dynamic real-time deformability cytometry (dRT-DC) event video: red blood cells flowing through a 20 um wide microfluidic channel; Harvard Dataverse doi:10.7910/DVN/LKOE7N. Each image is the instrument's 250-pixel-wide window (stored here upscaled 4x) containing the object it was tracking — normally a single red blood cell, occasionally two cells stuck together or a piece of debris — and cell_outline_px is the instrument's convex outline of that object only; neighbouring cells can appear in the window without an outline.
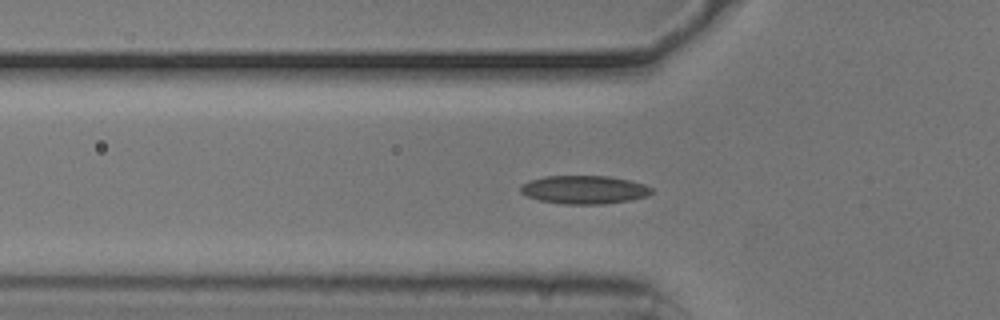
{"species": "common noctule bat (a hibernating species)", "species_latin": "Nyctalus noctula", "temperature_condition": "cold", "stored_images_in_passage": 54, "camera_frame_rate_fps": 3000, "um_per_image_px": 0.085, "animal": {"sex": "male", "body_mass_g": 20.5, "forearm_length_mm": 52.5}, "frame": {"image": 1, "passage_image": 17, "time_ms": 5.333, "image_size_px": [1000, 320], "cell_outline_px": [[656, 192], [648, 196], [632, 200], [604, 204], [564, 204], [540, 200], [528, 196], [520, 192], [520, 184], [544, 176], [608, 176], [628, 180], [644, 184], [652, 188]], "centroid_in_image_um": [49.7, 16.13], "position_along_channel_um": 76.1, "area_um2": 21.73}}
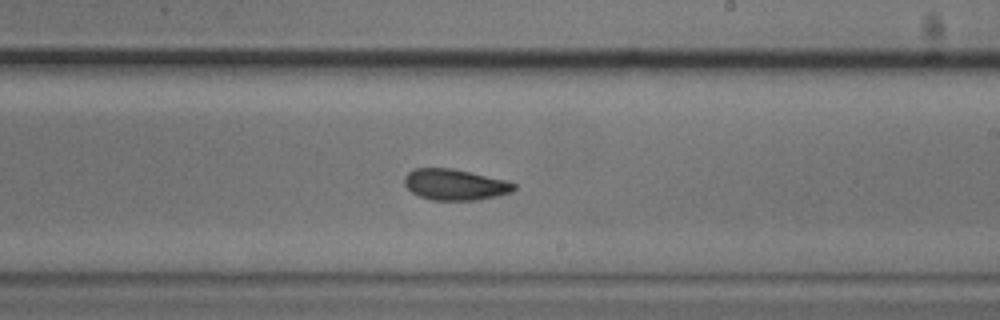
{"frame": {"image": 2, "passage_image": 31, "time_ms": 10.0, "image_size_px": [1000, 320], "cell_outline_px": [[516, 188], [512, 192], [480, 200], [432, 200], [420, 196], [412, 192], [404, 184], [404, 176], [408, 172], [416, 168], [452, 168], [504, 180], [516, 184]], "centroid_in_image_um": [38.66, 15.69], "position_along_channel_um": 250.3, "area_um2": 19.71}}
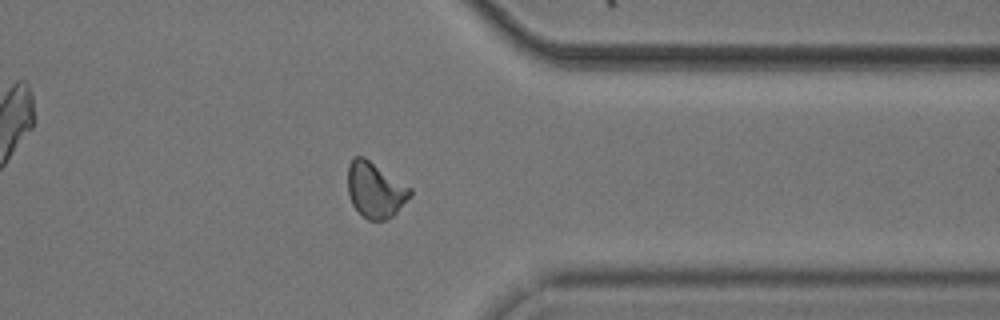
{"frame": {"image": 3, "passage_image": 42, "time_ms": 13.667, "image_size_px": [1000, 320], "cell_outline_px": [[412, 196], [392, 216], [384, 220], [368, 220], [352, 204], [348, 192], [348, 164], [352, 156], [364, 156], [412, 188]], "centroid_in_image_um": [31.9, 16.12], "position_along_channel_um": 379.5, "area_um2": 20.23}, "authors_computed_cell_mechanics": {"area_um2": 19.9988, "velocity_mm_per_s": 3.7174, "shape_relaxation_time_tau1_ms": 5.997, "shape_relaxation_time_tau2_ms": 3.1841, "deformation_change_tau1": 0.1382, "deformation_change_tau2": 0.0907}}